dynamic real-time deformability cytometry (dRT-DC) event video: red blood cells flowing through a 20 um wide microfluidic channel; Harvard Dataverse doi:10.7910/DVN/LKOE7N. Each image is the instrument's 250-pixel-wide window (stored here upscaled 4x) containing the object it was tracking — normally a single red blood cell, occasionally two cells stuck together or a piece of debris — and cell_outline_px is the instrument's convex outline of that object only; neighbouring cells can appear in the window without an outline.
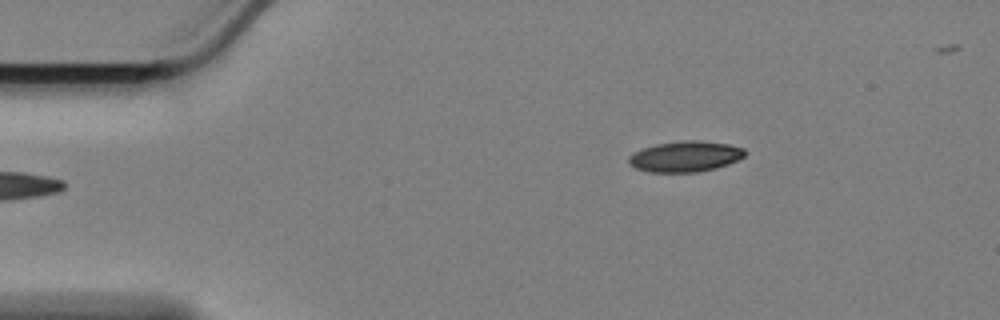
{"species": "Egyptian fruit bat (a non-hibernating species)", "species_latin": "Rousettus aegyptiacus", "temperature_condition": "cold", "stored_images_in_passage": 46, "camera_frame_rate_fps": 3000, "um_per_image_px": 0.085, "animal": {"sex": "female"}, "frame": {"image": 1, "passage_image": 1, "time_ms": 0.0, "image_size_px": [1000, 320], "cell_outline_px": [[748, 152], [744, 156], [728, 164], [716, 168], [696, 172], [648, 172], [636, 168], [628, 164], [628, 156], [644, 148], [656, 144], [684, 140], [700, 140], [728, 144], [744, 148]], "centroid_in_image_um": [58.26, 13.3], "position_along_channel_um": 26.7, "area_um2": 20.81}}
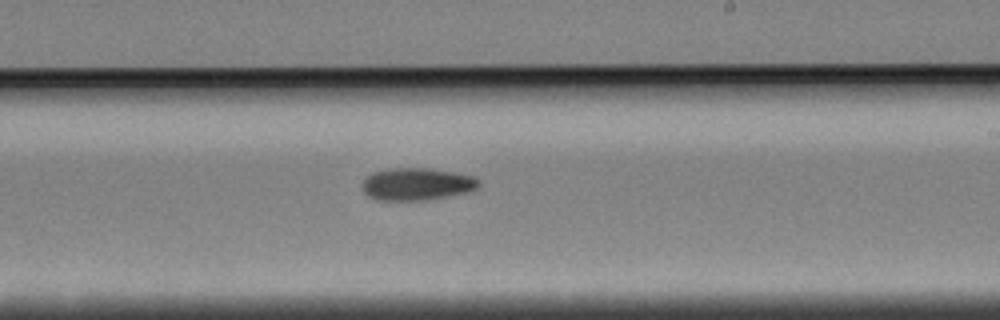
{"frame": {"image": 2, "passage_image": 26, "time_ms": 8.333, "image_size_px": [1000, 320], "cell_outline_px": [[480, 184], [476, 188], [468, 192], [424, 200], [380, 200], [368, 196], [364, 192], [364, 180], [372, 172], [388, 168], [428, 168], [452, 172], [472, 176], [480, 180]], "centroid_in_image_um": [35.43, 15.64], "position_along_channel_um": 253.6, "area_um2": 21.73}}
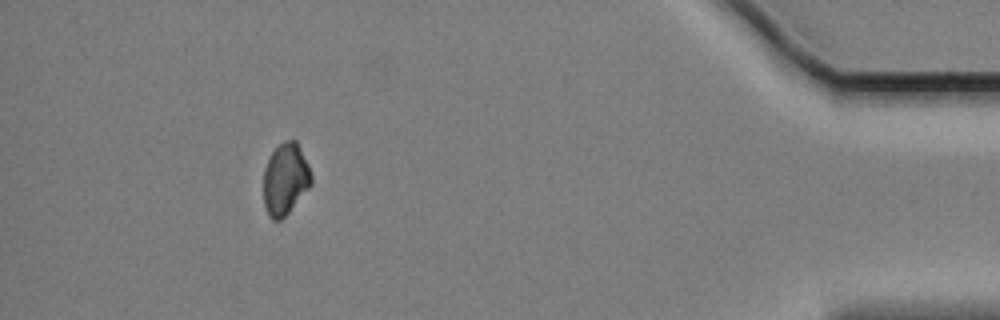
{"frame": {"image": 3, "passage_image": 45, "time_ms": 14.667, "image_size_px": [1000, 320], "cell_outline_px": [[312, 184], [288, 212], [280, 220], [272, 220], [268, 216], [264, 204], [264, 168], [272, 152], [284, 140], [296, 140], [308, 164], [312, 176]], "centroid_in_image_um": [24.25, 15.22], "position_along_channel_um": 410.9, "area_um2": 19.77}}